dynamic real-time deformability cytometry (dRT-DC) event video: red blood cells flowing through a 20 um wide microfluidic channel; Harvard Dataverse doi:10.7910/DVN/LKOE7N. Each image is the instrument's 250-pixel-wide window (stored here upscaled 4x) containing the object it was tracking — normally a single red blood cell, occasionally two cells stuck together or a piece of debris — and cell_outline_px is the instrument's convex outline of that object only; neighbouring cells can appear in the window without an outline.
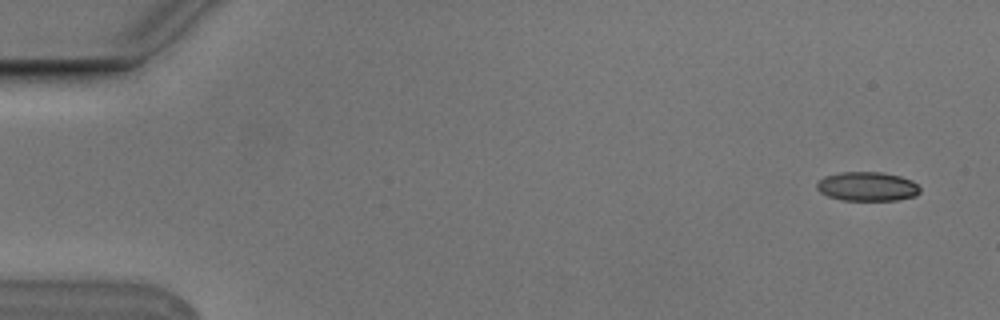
{"species": "Egyptian fruit bat (a non-hibernating species)", "species_latin": "Rousettus aegyptiacus", "temperature_condition": "cold", "stored_images_in_passage": 4, "camera_frame_rate_fps": 3000, "um_per_image_px": 0.085, "animal": {"sex": "male"}, "frame": {"image": 1, "passage_image": 1, "time_ms": 0.0, "image_size_px": [1000, 320], "cell_outline_px": [[920, 192], [916, 196], [896, 200], [840, 200], [828, 196], [820, 192], [816, 188], [816, 184], [824, 176], [840, 172], [880, 172], [900, 176], [912, 180], [920, 188]], "centroid_in_image_um": [73.71, 15.85], "position_along_channel_um": 11.3, "area_um2": 17.57}}